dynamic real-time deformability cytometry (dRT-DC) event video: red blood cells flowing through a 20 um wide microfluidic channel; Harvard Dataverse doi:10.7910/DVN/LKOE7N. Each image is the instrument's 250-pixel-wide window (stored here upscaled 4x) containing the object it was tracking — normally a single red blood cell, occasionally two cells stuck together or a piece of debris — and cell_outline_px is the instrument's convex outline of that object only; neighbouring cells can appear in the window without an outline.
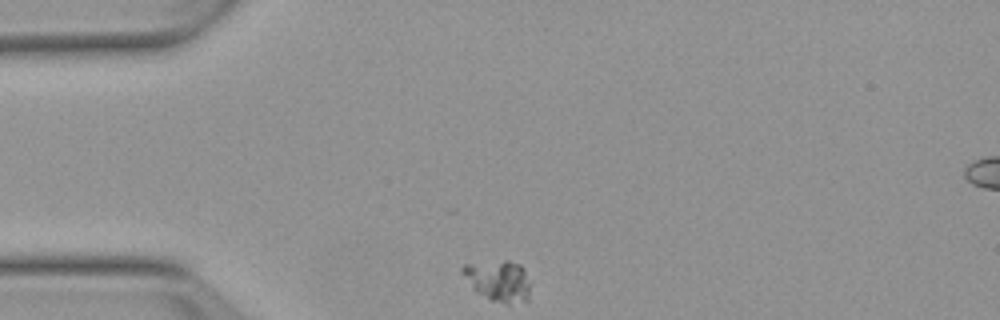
{"species": "Egyptian fruit bat (a non-hibernating species)", "species_latin": "Rousettus aegyptiacus", "temperature_condition": "warm", "stored_images_in_passage": 19, "camera_frame_rate_fps": 3000, "um_per_image_px": 0.085, "animal": {"sex": "female"}, "frame": {"image": 1, "passage_image": 1, "time_ms": 0.0, "image_size_px": [1000, 320], "cell_outline_px": [[528, 300], [508, 304], [492, 300], [476, 292], [472, 288], [460, 272], [460, 268], [464, 264], [504, 260], [508, 260], [520, 264], [524, 268], [528, 284]], "centroid_in_image_um": [42.31, 23.84], "position_along_channel_um": 42.7, "area_um2": 16.13}}
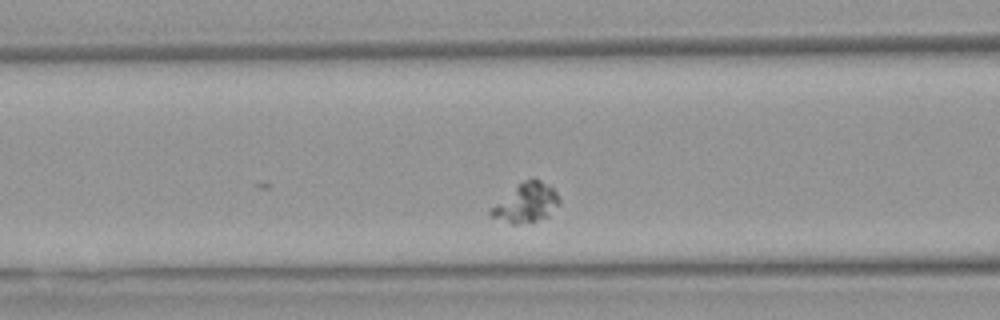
{"frame": {"image": 2, "passage_image": 10, "time_ms": 3.0, "image_size_px": [1000, 320], "cell_outline_px": [[560, 204], [548, 216], [536, 220], [516, 224], [512, 224], [488, 216], [488, 212], [496, 204], [524, 180], [540, 180], [552, 188], [556, 192], [560, 200]], "centroid_in_image_um": [44.74, 17.27], "position_along_channel_um": 121.9, "area_um2": 15.03}}
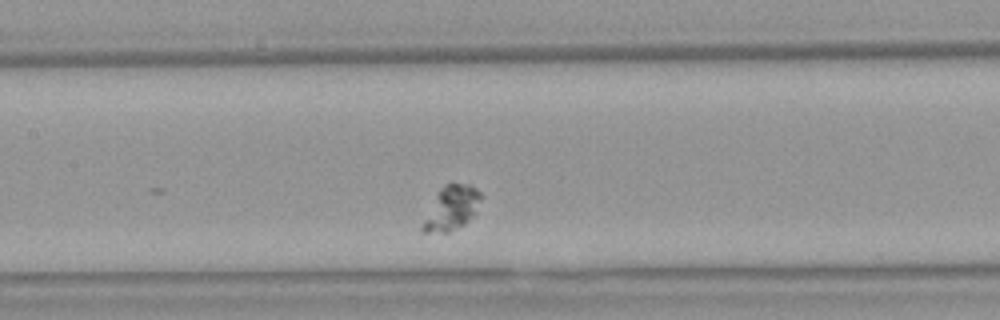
{"frame": {"image": 3, "passage_image": 14, "time_ms": 4.333, "image_size_px": [1000, 320], "cell_outline_px": [[480, 200], [476, 212], [464, 224], [448, 232], [420, 232], [420, 224], [436, 192], [444, 184], [452, 180], [468, 184], [476, 188], [480, 192]], "centroid_in_image_um": [38.32, 17.64], "position_along_channel_um": 169.1, "area_um2": 15.43}}